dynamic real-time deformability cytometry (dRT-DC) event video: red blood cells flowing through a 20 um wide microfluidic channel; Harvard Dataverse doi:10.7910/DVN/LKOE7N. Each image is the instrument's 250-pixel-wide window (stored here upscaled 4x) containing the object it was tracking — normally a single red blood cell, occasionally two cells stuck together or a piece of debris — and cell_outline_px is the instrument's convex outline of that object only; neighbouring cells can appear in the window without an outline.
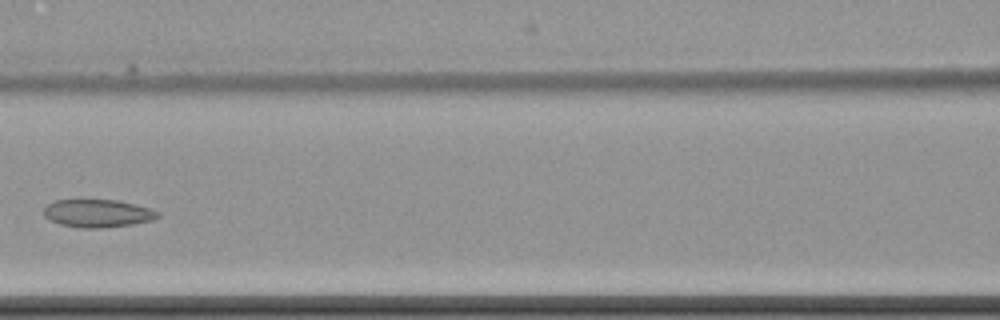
{"species": "common noctule bat (a hibernating species)", "species_latin": "Nyctalus noctula", "temperature_condition": "cold", "stored_images_in_passage": 8, "camera_frame_rate_fps": 3000, "um_per_image_px": 0.085, "animal": {"sex": "female", "body_mass_g": 22.7, "forearm_length_mm": 54.2}, "frame": {"image": 1, "passage_image": 7, "time_ms": 7.333, "image_size_px": [1000, 320], "cell_outline_px": [[160, 216], [152, 220], [132, 224], [100, 228], [80, 228], [60, 224], [48, 220], [44, 216], [44, 208], [52, 200], [116, 200], [148, 208], [160, 212]], "centroid_in_image_um": [8.26, 18.14], "position_along_channel_um": 158.3, "area_um2": 18.44}}